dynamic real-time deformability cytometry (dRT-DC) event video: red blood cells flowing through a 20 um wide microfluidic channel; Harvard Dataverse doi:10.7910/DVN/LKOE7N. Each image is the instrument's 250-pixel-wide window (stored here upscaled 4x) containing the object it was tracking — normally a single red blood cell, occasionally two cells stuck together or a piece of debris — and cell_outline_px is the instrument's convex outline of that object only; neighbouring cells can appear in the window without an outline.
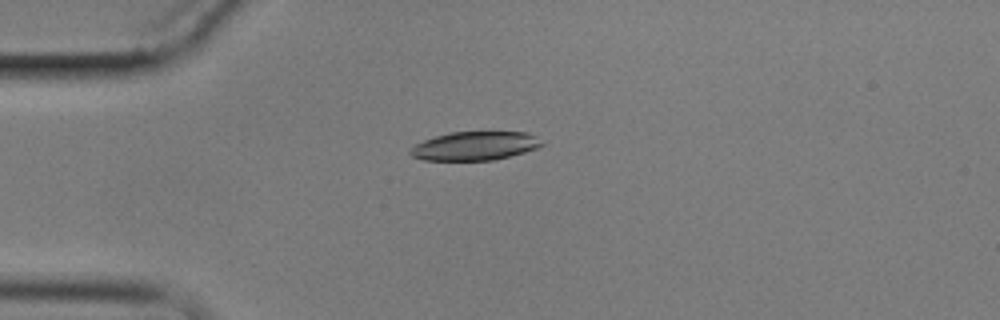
{"species": "common noctule bat (a hibernating species)", "species_latin": "Nyctalus noctula", "temperature_condition": "cold", "stored_images_in_passage": 9, "camera_frame_rate_fps": 3000, "um_per_image_px": 0.085, "animal": {"sex": "male", "body_mass_g": 17.9}, "frame": {"image": 1, "passage_image": 3, "time_ms": 2.333, "image_size_px": [1000, 320], "cell_outline_px": [[544, 144], [536, 148], [524, 152], [492, 160], [424, 160], [412, 156], [408, 152], [416, 144], [424, 140], [448, 132], [528, 132], [536, 136]], "centroid_in_image_um": [40.36, 12.4], "position_along_channel_um": 44.6, "area_um2": 21.79}}
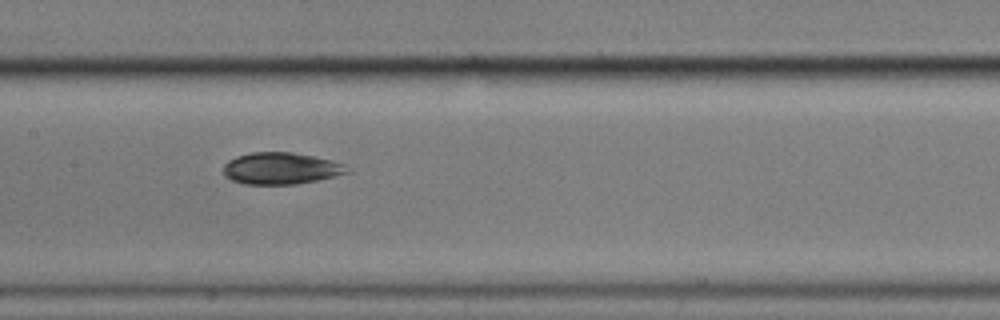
{"frame": {"image": 2, "passage_image": 7, "time_ms": 7.0, "image_size_px": [1000, 320], "cell_outline_px": [[352, 172], [316, 180], [296, 184], [244, 184], [232, 180], [224, 176], [224, 164], [228, 160], [236, 156], [252, 152], [292, 152], [332, 160], [344, 164], [352, 168]], "centroid_in_image_um": [23.9, 14.31], "position_along_channel_um": 183.5, "area_um2": 23.0}}
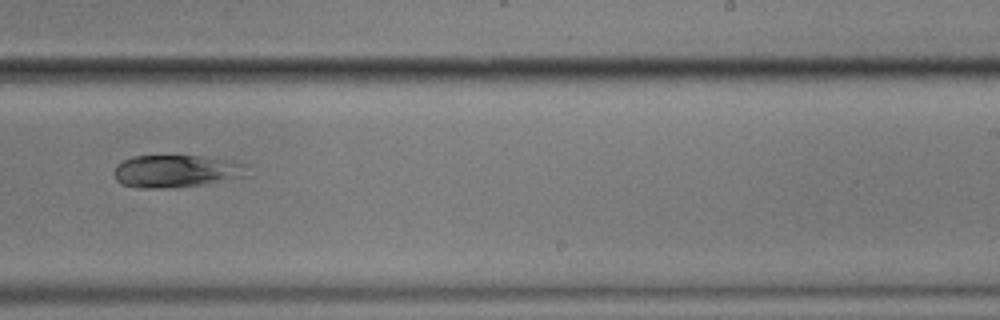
{"frame": {"image": 3, "passage_image": 9, "time_ms": 9.667, "image_size_px": [1000, 320], "cell_outline_px": [[248, 176], [204, 184], [176, 188], [140, 188], [120, 184], [116, 180], [112, 172], [124, 160], [132, 156], [200, 156], [232, 160], [248, 164]], "centroid_in_image_um": [15.02, 14.56], "position_along_channel_um": 274.0, "area_um2": 25.55}}